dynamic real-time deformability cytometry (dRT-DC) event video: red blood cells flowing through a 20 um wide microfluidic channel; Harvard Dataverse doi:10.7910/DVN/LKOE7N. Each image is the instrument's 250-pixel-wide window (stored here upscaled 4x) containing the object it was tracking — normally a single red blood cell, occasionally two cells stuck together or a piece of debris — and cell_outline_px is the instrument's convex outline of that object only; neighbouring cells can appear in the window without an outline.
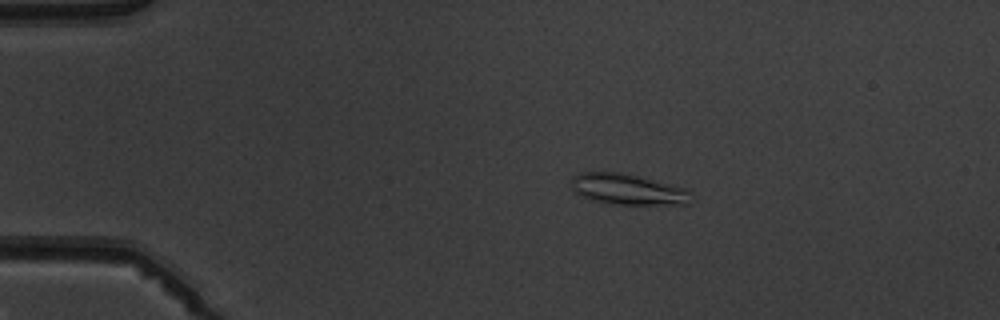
{"species": "common noctule bat (a hibernating species)", "species_latin": "Nyctalus noctula", "temperature_condition": "warm", "stored_images_in_passage": 7, "camera_frame_rate_fps": 3000, "um_per_image_px": 0.085, "animal": {"sex": "male", "body_mass_g": 19.5, "forearm_length_mm": 54.6}, "frame": {"image": 1, "passage_image": 3, "time_ms": 2.667, "image_size_px": [1000, 320], "cell_outline_px": [[688, 204], [608, 204], [592, 200], [572, 192], [572, 176], [580, 172], [620, 172], [688, 188]], "centroid_in_image_um": [53.28, 16.09], "position_along_channel_um": 31.7, "area_um2": 21.39}}
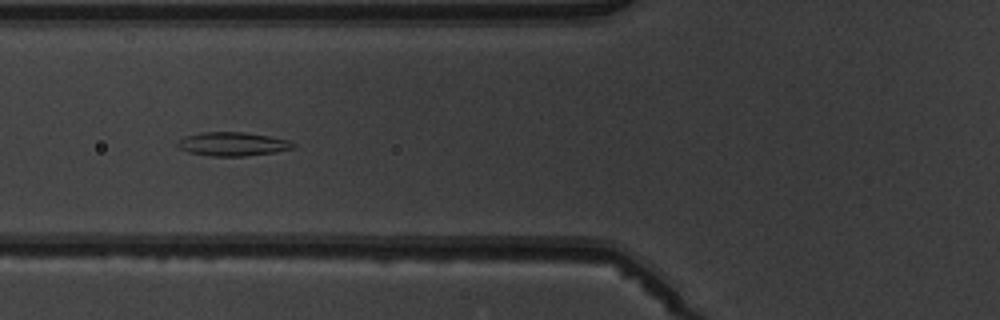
{"frame": {"image": 2, "passage_image": 6, "time_ms": 6.0, "image_size_px": [1000, 320], "cell_outline_px": [[296, 148], [276, 152], [244, 156], [212, 156], [188, 152], [176, 148], [176, 140], [184, 136], [200, 132], [244, 132], [268, 136], [288, 140], [296, 144]], "centroid_in_image_um": [19.73, 12.24], "position_along_channel_um": 106.1, "area_um2": 16.24}}
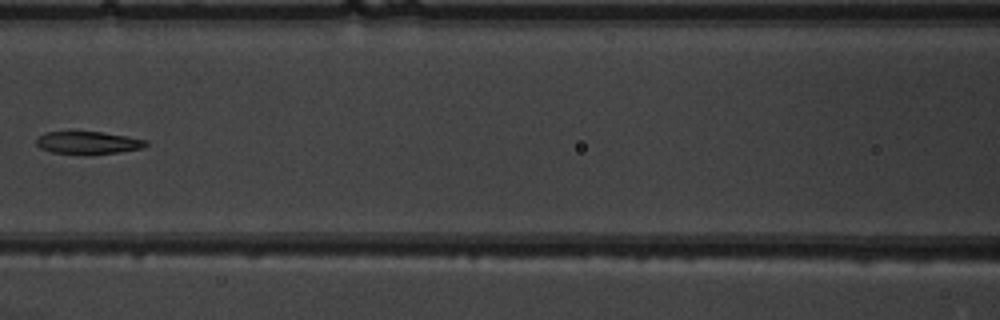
{"frame": {"image": 3, "passage_image": 7, "time_ms": 7.333, "image_size_px": [1000, 320], "cell_outline_px": [[148, 144], [140, 148], [120, 152], [52, 152], [40, 148], [36, 144], [36, 140], [44, 132], [104, 132], [148, 140]], "centroid_in_image_um": [7.49, 12.09], "position_along_channel_um": 159.1, "area_um2": 13.7}}